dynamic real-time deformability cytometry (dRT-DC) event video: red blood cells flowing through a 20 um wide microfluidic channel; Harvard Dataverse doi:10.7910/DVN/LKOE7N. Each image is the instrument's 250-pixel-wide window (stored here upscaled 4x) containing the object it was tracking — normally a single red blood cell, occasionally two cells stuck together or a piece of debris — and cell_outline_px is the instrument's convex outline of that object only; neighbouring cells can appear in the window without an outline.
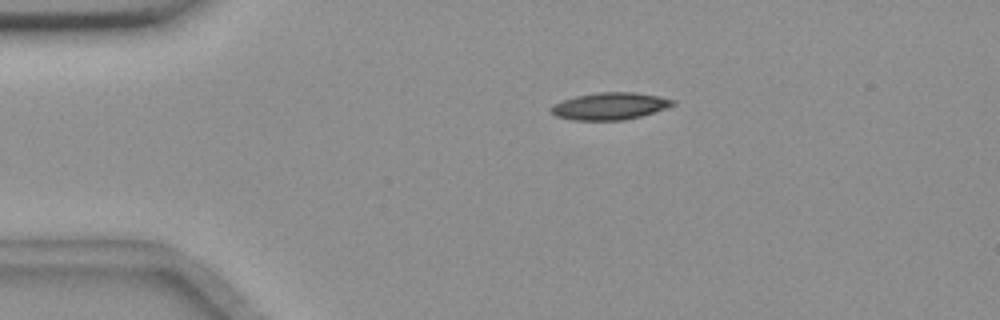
{"species": "common noctule bat (a hibernating species)", "species_latin": "Nyctalus noctula", "temperature_condition": "room temperature", "stored_images_in_passage": 4, "camera_frame_rate_fps": 3000, "um_per_image_px": 0.085, "animal": {"sex": "female", "body_mass_g": 18.4}, "frame": {"image": 1, "passage_image": 2, "time_ms": 1.333, "image_size_px": [1000, 320], "cell_outline_px": [[676, 104], [640, 116], [624, 120], [572, 120], [556, 116], [548, 108], [552, 104], [576, 96], [600, 92], [632, 92], [656, 96], [676, 100]], "centroid_in_image_um": [51.79, 9.02], "position_along_channel_um": 33.2, "area_um2": 19.02}}